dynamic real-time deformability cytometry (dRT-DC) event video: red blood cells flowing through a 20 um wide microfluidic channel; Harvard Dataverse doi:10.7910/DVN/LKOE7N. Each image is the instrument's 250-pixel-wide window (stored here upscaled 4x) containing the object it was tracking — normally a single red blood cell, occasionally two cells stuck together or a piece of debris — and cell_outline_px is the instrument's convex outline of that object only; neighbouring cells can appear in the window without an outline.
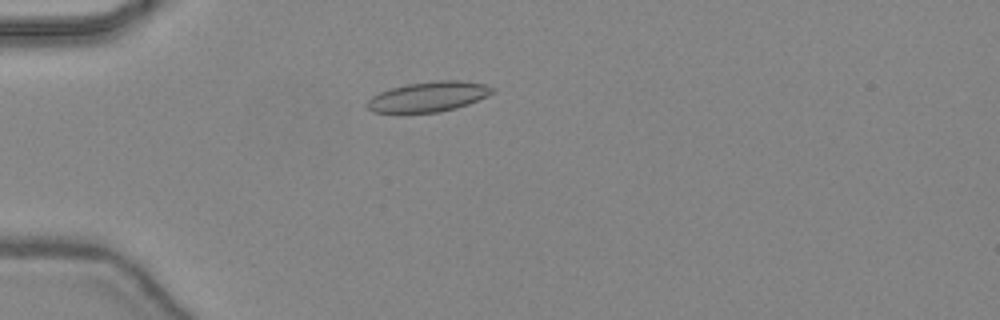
{"species": "common noctule bat (a hibernating species)", "species_latin": "Nyctalus noctula", "temperature_condition": "warm", "stored_images_in_passage": 47, "camera_frame_rate_fps": 3000, "um_per_image_px": 0.085, "animal": {"sex": "female", "body_mass_g": 24.6, "forearm_length_mm": 56.2}, "frame": {"image": 1, "passage_image": 14, "time_ms": 4.333, "image_size_px": [1000, 320], "cell_outline_px": [[496, 92], [488, 96], [468, 104], [456, 108], [440, 112], [372, 112], [364, 104], [372, 96], [380, 92], [392, 88], [408, 84], [440, 80], [460, 80], [484, 84], [496, 88]], "centroid_in_image_um": [36.46, 8.21], "position_along_channel_um": 48.5, "area_um2": 21.91}}
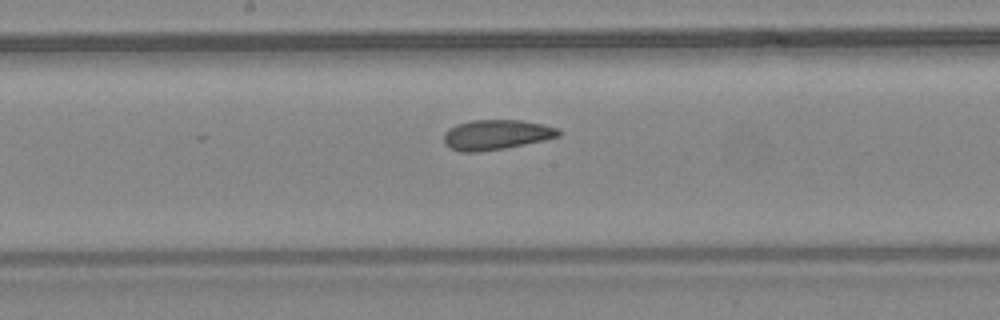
{"frame": {"image": 2, "passage_image": 26, "time_ms": 8.333, "image_size_px": [1000, 320], "cell_outline_px": [[564, 132], [560, 136], [544, 140], [504, 148], [476, 152], [460, 152], [448, 148], [444, 144], [444, 132], [448, 128], [456, 124], [472, 120], [520, 120], [544, 124], [560, 128]], "centroid_in_image_um": [42.19, 11.44], "position_along_channel_um": 206.0, "area_um2": 20.35}}
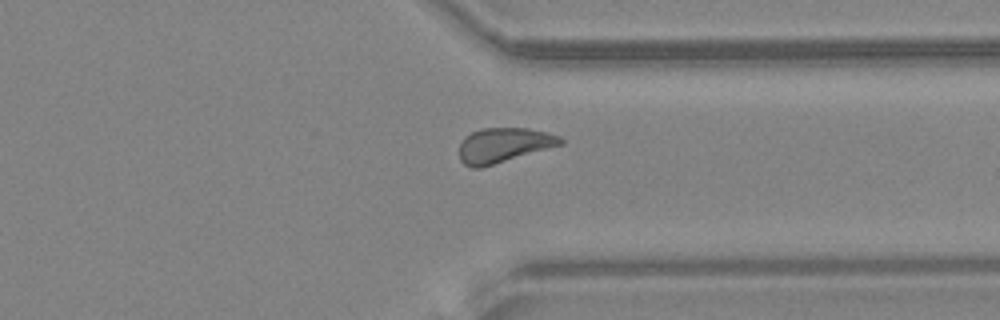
{"frame": {"image": 3, "passage_image": 37, "time_ms": 12.0, "image_size_px": [1000, 320], "cell_outline_px": [[564, 144], [480, 168], [472, 168], [464, 164], [460, 160], [460, 144], [464, 136], [472, 132], [484, 128], [528, 128], [560, 136], [564, 140]], "centroid_in_image_um": [42.81, 12.34], "position_along_channel_um": 368.6, "area_um2": 20.4}, "authors_computed_cell_mechanics": {"area_um2": 20.808, "velocity_mm_per_s": 4.4438, "shape_relaxation_time_tau1_ms": null, "shape_relaxation_time_tau2_ms": 2.2345, "deformation_change_tau1": null, "deformation_change_tau2": 0.0758}}